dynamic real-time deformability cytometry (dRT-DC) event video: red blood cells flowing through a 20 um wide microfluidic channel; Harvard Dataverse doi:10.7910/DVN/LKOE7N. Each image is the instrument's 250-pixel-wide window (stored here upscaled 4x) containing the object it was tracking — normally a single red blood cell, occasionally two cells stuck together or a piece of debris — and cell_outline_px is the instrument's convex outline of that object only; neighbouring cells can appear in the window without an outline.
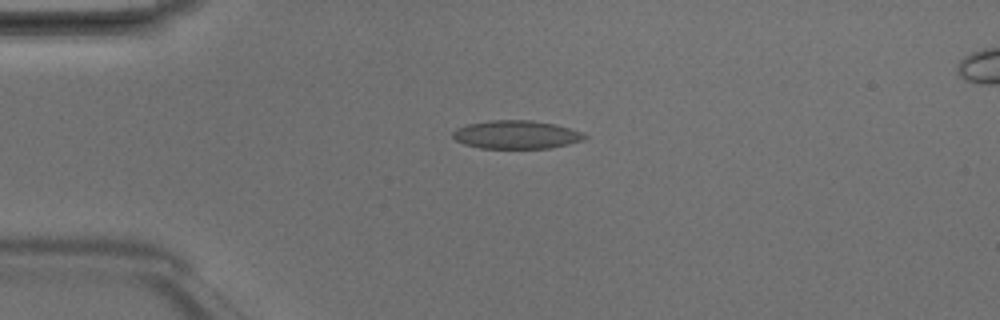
{"species": "Egyptian fruit bat (a non-hibernating species)", "species_latin": "Rousettus aegyptiacus", "temperature_condition": "room temperature", "stored_images_in_passage": 6, "camera_frame_rate_fps": 3000, "um_per_image_px": 0.085, "animal": {"sex": "male"}, "frame": {"image": 1, "passage_image": 4, "time_ms": 1.0, "image_size_px": [1000, 320], "cell_outline_px": [[588, 136], [584, 140], [552, 148], [480, 148], [464, 144], [456, 140], [452, 136], [452, 132], [456, 128], [468, 124], [488, 120], [532, 120], [556, 124], [584, 132]], "centroid_in_image_um": [43.91, 11.44], "position_along_channel_um": 41.1, "area_um2": 21.96}}